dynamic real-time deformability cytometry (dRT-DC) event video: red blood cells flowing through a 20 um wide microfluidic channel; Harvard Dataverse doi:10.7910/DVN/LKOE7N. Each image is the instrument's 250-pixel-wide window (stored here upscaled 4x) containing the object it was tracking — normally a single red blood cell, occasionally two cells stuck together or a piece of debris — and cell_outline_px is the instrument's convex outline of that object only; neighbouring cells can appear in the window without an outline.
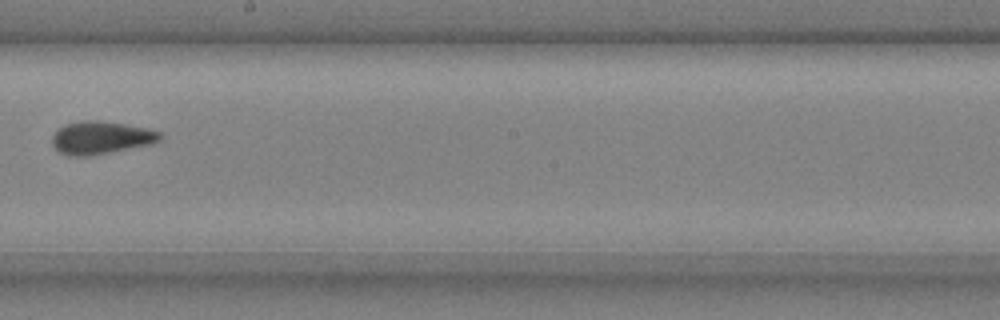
{"species": "common noctule bat (a hibernating species)", "species_latin": "Nyctalus noctula", "temperature_condition": "cold", "stored_images_in_passage": 9, "camera_frame_rate_fps": 3000, "um_per_image_px": 0.085, "animal": {"sex": "male", "body_mass_g": 20.4}, "frame": {"image": 1, "passage_image": 8, "time_ms": 2.333, "image_size_px": [1000, 320], "cell_outline_px": [[164, 136], [160, 140], [152, 144], [84, 156], [76, 156], [60, 152], [52, 144], [52, 136], [60, 128], [68, 124], [84, 120], [100, 120], [148, 128], [160, 132]], "centroid_in_image_um": [8.63, 11.68], "position_along_channel_um": 239.6, "area_um2": 20.23}}
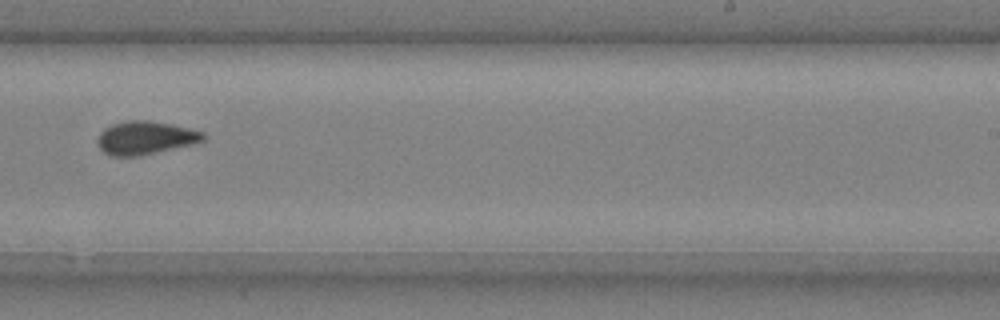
{"frame": {"image": 2, "passage_image": 9, "time_ms": 2.667, "image_size_px": [1000, 320], "cell_outline_px": [[208, 136], [204, 140], [192, 144], [140, 156], [112, 156], [104, 152], [100, 148], [100, 132], [104, 128], [112, 124], [128, 120], [148, 120], [172, 124], [204, 132]], "centroid_in_image_um": [12.4, 11.71], "position_along_channel_um": 276.6, "area_um2": 20.35}}